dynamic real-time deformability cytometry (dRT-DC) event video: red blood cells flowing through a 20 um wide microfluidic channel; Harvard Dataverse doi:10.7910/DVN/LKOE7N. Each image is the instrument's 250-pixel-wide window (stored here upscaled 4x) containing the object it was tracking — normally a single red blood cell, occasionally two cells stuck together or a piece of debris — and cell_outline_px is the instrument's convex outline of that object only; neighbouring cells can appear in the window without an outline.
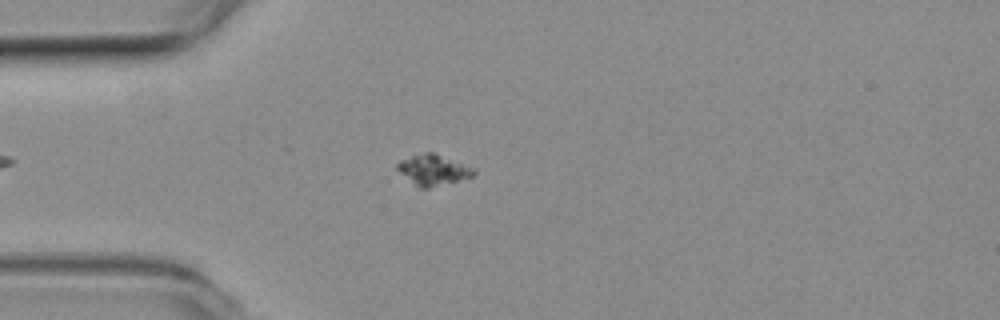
{"species": "common noctule bat (a hibernating species)", "species_latin": "Nyctalus noctula", "temperature_condition": "room temperature", "stored_images_in_passage": 22, "camera_frame_rate_fps": 3000, "um_per_image_px": 0.085, "animal": {"sex": "female", "body_mass_g": 19.3, "forearm_length_mm": 54.1}, "frame": {"image": 1, "passage_image": 11, "time_ms": 3.333, "image_size_px": [1000, 320], "cell_outline_px": [[476, 172], [472, 176], [428, 188], [420, 188], [400, 172], [396, 168], [396, 164], [400, 160], [424, 152], [432, 152], [476, 168]], "centroid_in_image_um": [36.83, 14.43], "position_along_channel_um": 48.2, "area_um2": 13.29}}
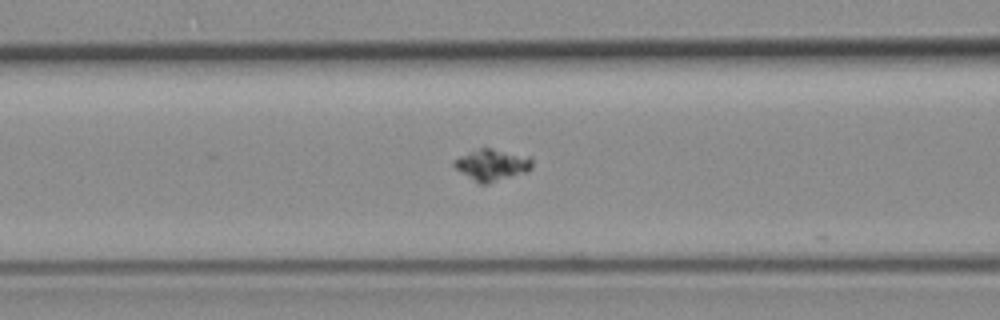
{"frame": {"image": 2, "passage_image": 18, "time_ms": 5.667, "image_size_px": [1000, 320], "cell_outline_px": [[532, 168], [528, 172], [488, 184], [480, 184], [456, 168], [452, 164], [460, 156], [480, 148], [492, 148], [532, 156]], "centroid_in_image_um": [41.9, 14.01], "position_along_channel_um": 124.7, "area_um2": 14.33}}
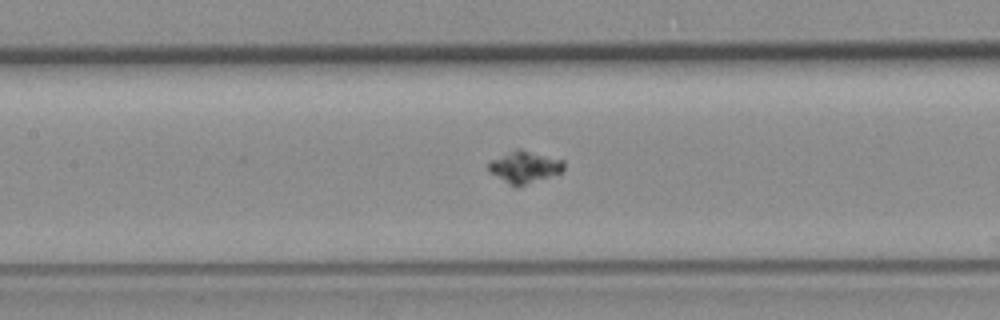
{"frame": {"image": 3, "passage_image": 21, "time_ms": 6.667, "image_size_px": [1000, 320], "cell_outline_px": [[564, 168], [560, 172], [520, 188], [516, 188], [508, 184], [488, 172], [488, 164], [492, 160], [516, 148], [520, 148], [564, 160]], "centroid_in_image_um": [44.56, 14.22], "position_along_channel_um": 162.8, "area_um2": 14.22}}